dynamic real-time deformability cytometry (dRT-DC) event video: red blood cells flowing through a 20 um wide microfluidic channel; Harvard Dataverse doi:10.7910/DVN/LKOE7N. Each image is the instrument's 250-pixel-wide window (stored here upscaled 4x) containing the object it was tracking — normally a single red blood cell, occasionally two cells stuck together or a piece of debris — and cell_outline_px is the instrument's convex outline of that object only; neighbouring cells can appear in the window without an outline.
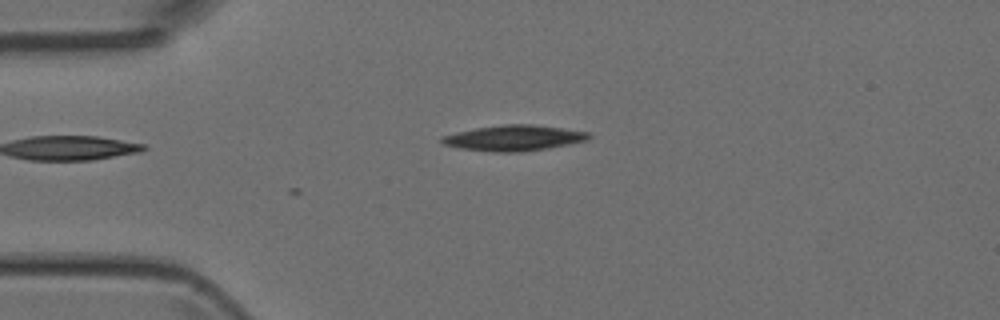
{"species": "Egyptian fruit bat (a non-hibernating species)", "species_latin": "Rousettus aegyptiacus", "temperature_condition": "room temperature", "stored_images_in_passage": 5, "camera_frame_rate_fps": 3000, "um_per_image_px": 0.085, "animal": {"sex": "female"}, "frame": {"image": 1, "passage_image": 2, "time_ms": 1.0, "image_size_px": [1000, 320], "cell_outline_px": [[592, 136], [588, 140], [548, 148], [520, 152], [492, 152], [460, 148], [444, 144], [440, 140], [440, 136], [456, 132], [476, 128], [504, 124], [532, 124], [588, 132]], "centroid_in_image_um": [43.66, 11.73], "position_along_channel_um": 41.3, "area_um2": 21.85}}
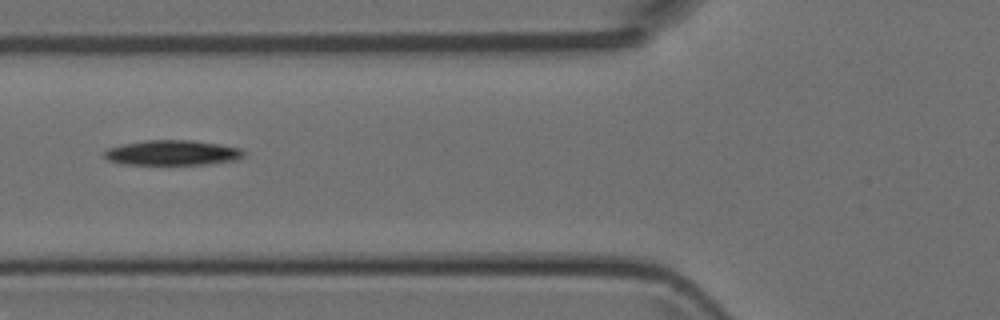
{"frame": {"image": 2, "passage_image": 4, "time_ms": 3.333, "image_size_px": [1000, 320], "cell_outline_px": [[244, 156], [240, 160], [208, 164], [124, 164], [108, 160], [104, 156], [104, 152], [108, 148], [124, 144], [144, 140], [192, 140], [220, 144], [240, 148], [244, 152]], "centroid_in_image_um": [14.7, 12.98], "position_along_channel_um": 111.1, "area_um2": 20.4}}
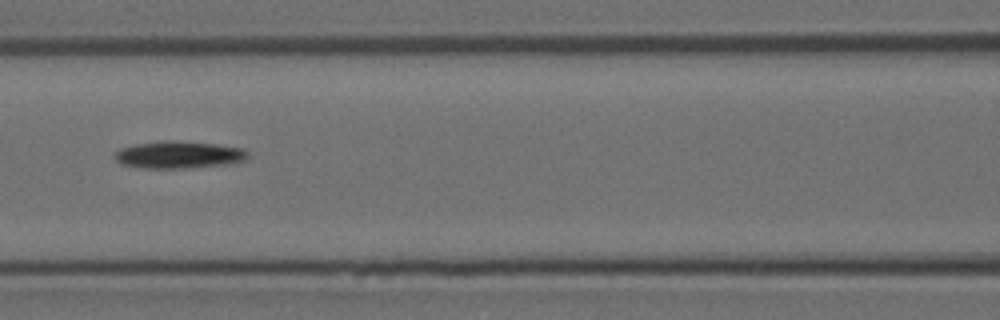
{"frame": {"image": 3, "passage_image": 5, "time_ms": 4.333, "image_size_px": [1000, 320], "cell_outline_px": [[248, 156], [244, 160], [236, 164], [184, 168], [144, 168], [120, 164], [112, 156], [120, 148], [136, 144], [160, 140], [168, 140], [216, 144], [244, 148], [248, 152]], "centroid_in_image_um": [15.21, 13.16], "position_along_channel_um": 151.4, "area_um2": 21.39}}